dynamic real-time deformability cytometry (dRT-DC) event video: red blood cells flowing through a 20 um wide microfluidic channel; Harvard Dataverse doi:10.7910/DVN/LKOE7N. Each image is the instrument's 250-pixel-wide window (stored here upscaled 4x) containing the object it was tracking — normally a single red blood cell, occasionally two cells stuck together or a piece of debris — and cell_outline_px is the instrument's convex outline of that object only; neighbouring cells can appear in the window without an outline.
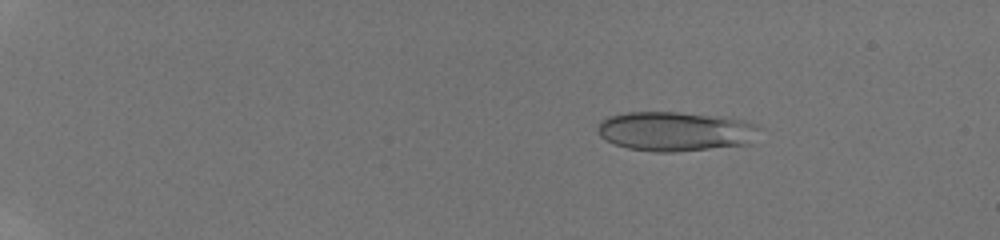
{"species": "human", "species_latin": "Homo sapiens", "temperature_condition": "room temperature", "stored_images_in_passage": 12, "camera_frame_rate_fps": 3000, "um_per_image_px": 0.085, "donor": {"sex": "male"}, "frame": {"image": 1, "passage_image": 4, "time_ms": 2.0, "image_size_px": [1000, 240], "cell_outline_px": [[764, 128], [752, 144], [676, 152], [652, 152], [628, 148], [616, 144], [600, 136], [596, 132], [596, 128], [608, 116], [628, 112], [676, 112], [724, 116], [744, 120], [756, 124]], "centroid_in_image_um": [57.51, 11.16], "position_along_channel_um": 27.5, "area_um2": 37.8}}
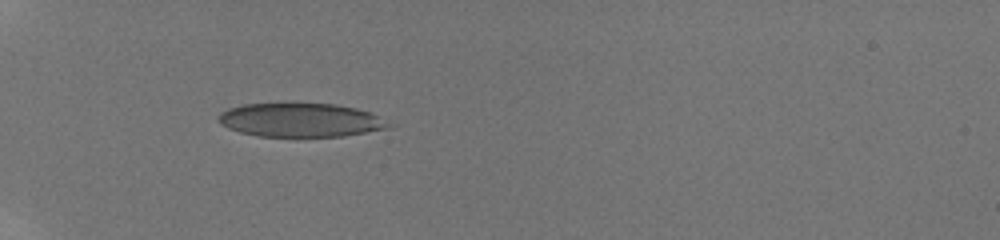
{"frame": {"image": 2, "passage_image": 10, "time_ms": 5.333, "image_size_px": [1000, 240], "cell_outline_px": [[396, 124], [392, 128], [344, 136], [260, 136], [240, 132], [228, 128], [220, 124], [216, 120], [216, 116], [220, 112], [228, 108], [244, 104], [336, 104], [356, 108], [368, 112]], "centroid_in_image_um": [25.56, 10.21], "position_along_channel_um": 59.4, "area_um2": 33.64}}
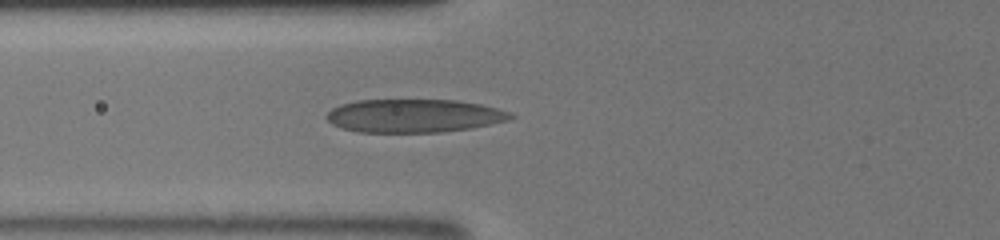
{"frame": {"image": 3, "passage_image": 12, "time_ms": 6.667, "image_size_px": [1000, 240], "cell_outline_px": [[516, 116], [508, 120], [472, 128], [440, 132], [360, 132], [340, 128], [332, 124], [324, 116], [332, 108], [340, 104], [356, 100], [456, 100], [480, 104], [512, 112]], "centroid_in_image_um": [35.17, 9.84], "position_along_channel_um": 90.6, "area_um2": 35.84}}